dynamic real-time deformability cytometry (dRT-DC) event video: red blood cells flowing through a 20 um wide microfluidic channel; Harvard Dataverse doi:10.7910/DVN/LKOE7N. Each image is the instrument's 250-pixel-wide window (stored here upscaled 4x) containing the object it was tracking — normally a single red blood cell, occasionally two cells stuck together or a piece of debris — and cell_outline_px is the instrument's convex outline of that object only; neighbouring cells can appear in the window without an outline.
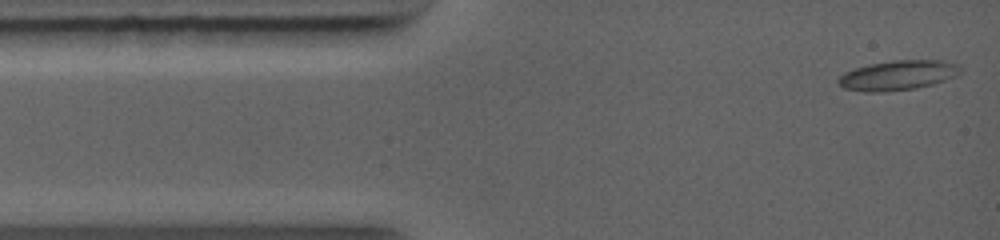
{"species": "common noctule bat (a hibernating species)", "species_latin": "Nyctalus noctula", "temperature_condition": "warm", "stored_images_in_passage": 69, "camera_frame_rate_fps": 5000, "um_per_image_px": 0.085, "animal": {"sex": "female", "body_mass_g": 19.0, "forearm_length_mm": 56.7}, "frame": {"image": 1, "passage_image": 1, "time_ms": 0.0, "image_size_px": [1000, 240], "cell_outline_px": [[964, 68], [956, 76], [932, 84], [916, 88], [880, 92], [864, 92], [844, 88], [836, 80], [844, 72], [868, 64], [892, 60], [944, 60], [960, 64]], "centroid_in_image_um": [76.35, 6.38], "position_along_channel_um": 8.6, "area_um2": 21.33}}
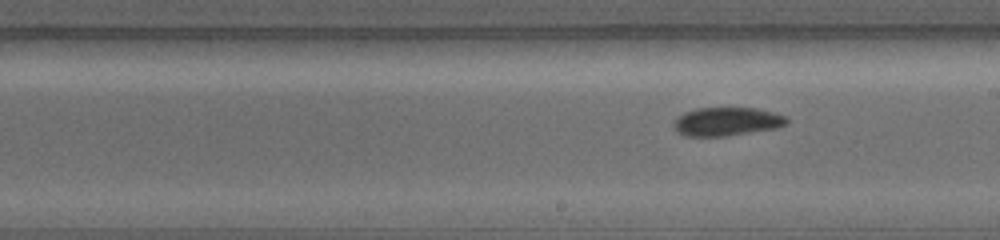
{"frame": {"image": 2, "passage_image": 32, "time_ms": 6.0, "image_size_px": [1000, 240], "cell_outline_px": [[788, 120], [780, 128], [728, 136], [684, 136], [676, 132], [672, 128], [672, 124], [684, 112], [696, 108], [756, 108], [788, 116]], "centroid_in_image_um": [61.77, 10.34], "position_along_channel_um": 227.2, "area_um2": 19.02}}
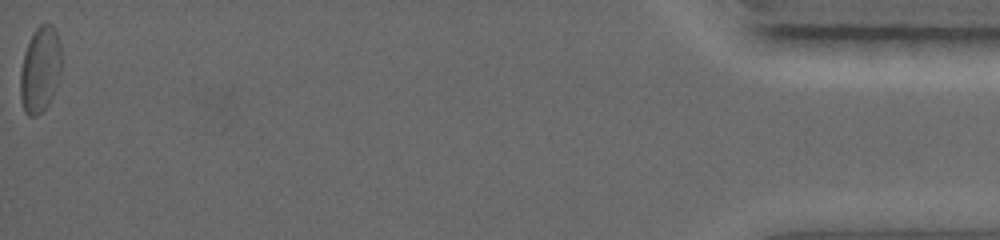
{"frame": {"image": 3, "passage_image": 69, "time_ms": 13.4, "image_size_px": [1000, 240], "cell_outline_px": [[60, 72], [52, 96], [48, 104], [36, 116], [28, 116], [24, 112], [20, 100], [20, 68], [24, 52], [36, 28], [40, 24], [52, 24], [56, 28], [60, 44]], "centroid_in_image_um": [3.39, 5.91], "position_along_channel_um": 431.8, "area_um2": 20.52}}